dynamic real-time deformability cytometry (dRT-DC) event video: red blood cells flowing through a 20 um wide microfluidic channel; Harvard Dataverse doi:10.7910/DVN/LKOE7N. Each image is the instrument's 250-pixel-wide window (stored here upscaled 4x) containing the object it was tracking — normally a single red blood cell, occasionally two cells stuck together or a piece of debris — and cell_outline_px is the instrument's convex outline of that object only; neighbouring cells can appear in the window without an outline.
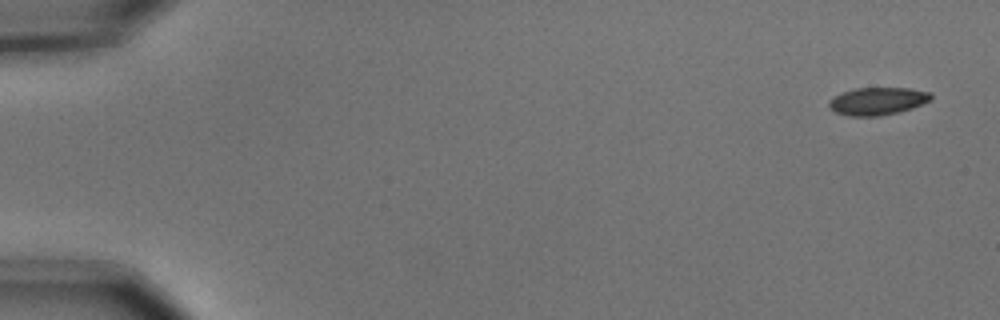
{"species": "common noctule bat (a hibernating species)", "species_latin": "Nyctalus noctula", "temperature_condition": "cold", "stored_images_in_passage": 6, "camera_frame_rate_fps": 3000, "um_per_image_px": 0.085, "animal": {"sex": "male", "body_mass_g": 15.6}, "frame": {"image": 1, "passage_image": 1, "time_ms": 0.0, "image_size_px": [1000, 320], "cell_outline_px": [[932, 100], [912, 108], [880, 116], [848, 116], [836, 112], [828, 104], [828, 100], [840, 92], [856, 88], [908, 88], [932, 92]], "centroid_in_image_um": [74.6, 8.58], "position_along_channel_um": 10.4, "area_um2": 16.47}}
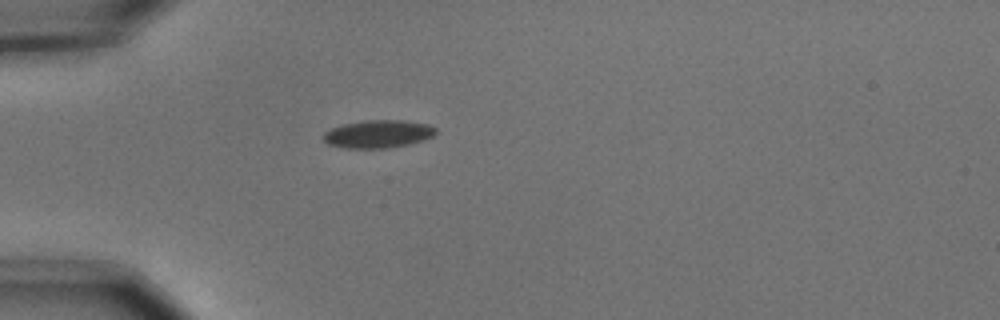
{"frame": {"image": 2, "passage_image": 5, "time_ms": 1.333, "image_size_px": [1000, 320], "cell_outline_px": [[436, 132], [432, 136], [424, 140], [408, 144], [388, 148], [344, 148], [328, 144], [324, 140], [324, 132], [332, 128], [344, 124], [364, 120], [404, 120], [428, 124], [436, 128]], "centroid_in_image_um": [32.15, 11.38], "position_along_channel_um": 52.9, "area_um2": 18.21}}